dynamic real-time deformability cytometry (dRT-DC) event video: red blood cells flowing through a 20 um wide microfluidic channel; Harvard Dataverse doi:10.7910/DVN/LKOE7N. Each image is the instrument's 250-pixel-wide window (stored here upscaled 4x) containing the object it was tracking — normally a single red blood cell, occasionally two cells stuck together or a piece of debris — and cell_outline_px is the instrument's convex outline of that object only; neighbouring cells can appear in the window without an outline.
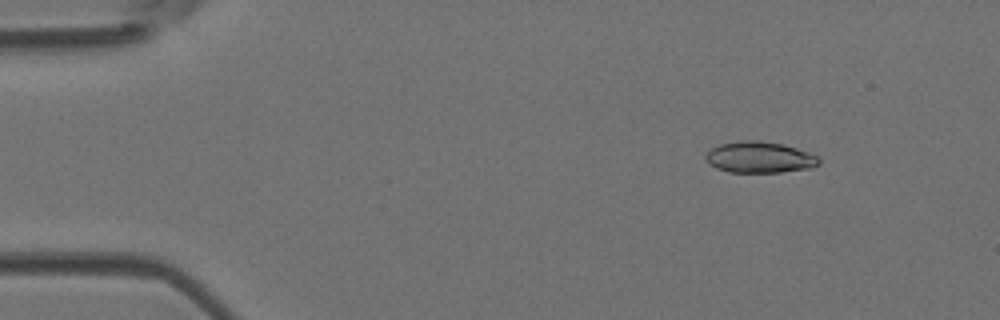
{"species": "Egyptian fruit bat (a non-hibernating species)", "species_latin": "Rousettus aegyptiacus", "temperature_condition": "room temperature", "stored_images_in_passage": 3, "camera_frame_rate_fps": 3000, "um_per_image_px": 0.085, "animal": {"sex": "female"}, "frame": {"image": 1, "passage_image": 1, "time_ms": 0.0, "image_size_px": [1000, 320], "cell_outline_px": [[820, 164], [808, 168], [780, 172], [728, 172], [716, 168], [708, 164], [704, 156], [712, 148], [720, 144], [740, 140], [756, 140], [780, 144], [796, 148], [808, 152], [816, 156], [820, 160]], "centroid_in_image_um": [64.52, 13.37], "position_along_channel_um": 20.5, "area_um2": 20.46}}